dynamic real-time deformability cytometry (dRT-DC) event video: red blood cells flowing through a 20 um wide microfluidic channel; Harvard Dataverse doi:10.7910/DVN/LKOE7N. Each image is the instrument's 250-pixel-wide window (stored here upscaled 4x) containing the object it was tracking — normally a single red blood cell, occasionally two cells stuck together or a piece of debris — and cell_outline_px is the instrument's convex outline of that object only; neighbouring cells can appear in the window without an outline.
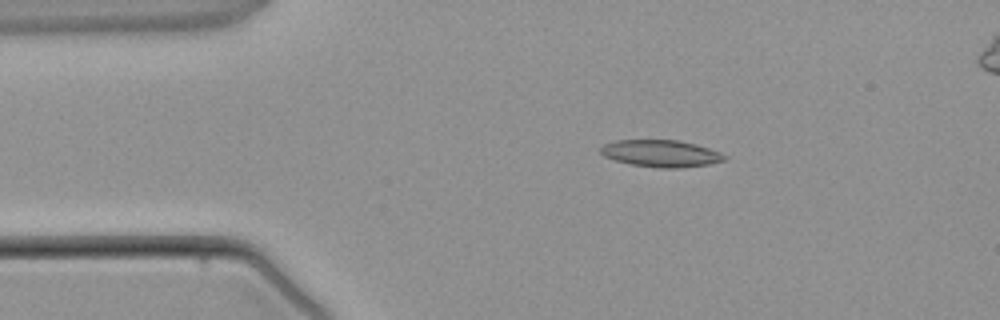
{"species": "common noctule bat (a hibernating species)", "species_latin": "Nyctalus noctula", "temperature_condition": "warm", "stored_images_in_passage": 5, "segment_of_instrument_passage": [1, 2], "camera_frame_rate_fps": 3000, "um_per_image_px": 0.085, "animal": {"sex": "male", "body_mass_g": 21.5, "forearm_length_mm": 52.0}, "frame": {"image": 1, "passage_image": 3, "time_ms": 2.0, "image_size_px": [1000, 320], "cell_outline_px": [[728, 160], [708, 164], [680, 168], [660, 168], [632, 164], [616, 160], [604, 156], [600, 152], [600, 148], [604, 144], [616, 140], [676, 140], [696, 144], [720, 152], [728, 156]], "centroid_in_image_um": [56.22, 13.04], "position_along_channel_um": 28.8, "area_um2": 19.42}}